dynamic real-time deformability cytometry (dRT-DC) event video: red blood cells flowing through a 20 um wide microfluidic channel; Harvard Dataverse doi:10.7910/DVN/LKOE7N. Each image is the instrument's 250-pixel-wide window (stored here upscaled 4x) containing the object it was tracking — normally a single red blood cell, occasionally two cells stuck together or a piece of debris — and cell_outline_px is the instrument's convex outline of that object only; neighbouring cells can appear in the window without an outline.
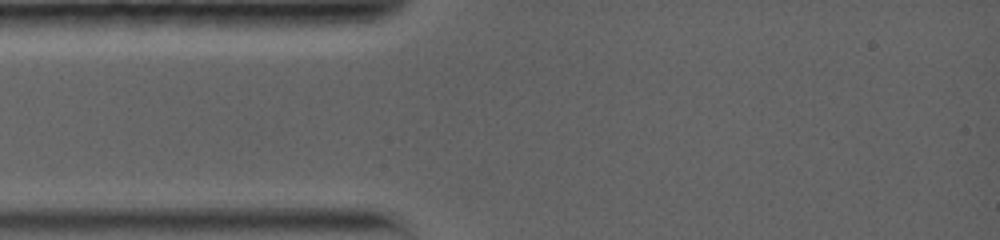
{"species": "common noctule bat (a hibernating species)", "species_latin": "Nyctalus noctula", "temperature_condition": "warm", "stored_images_in_passage": 1, "camera_frame_rate_fps": 5000, "um_per_image_px": 0.085, "animal": {"sex": "female", "body_mass_g": 19.0, "forearm_length_mm": 56.7}, "frame": {"image": 1, "passage_image": 1, "time_ms": 0.0, "image_size_px": [1000, 240], "cell_outline_px": [[612, 216], [604, 224], [540, 184], [540, 176], [556, 164], [608, 172]], "centroid_in_image_um": [49.4, 16.08], "position_along_channel_um": 35.6, "area_um2": 18.67}}